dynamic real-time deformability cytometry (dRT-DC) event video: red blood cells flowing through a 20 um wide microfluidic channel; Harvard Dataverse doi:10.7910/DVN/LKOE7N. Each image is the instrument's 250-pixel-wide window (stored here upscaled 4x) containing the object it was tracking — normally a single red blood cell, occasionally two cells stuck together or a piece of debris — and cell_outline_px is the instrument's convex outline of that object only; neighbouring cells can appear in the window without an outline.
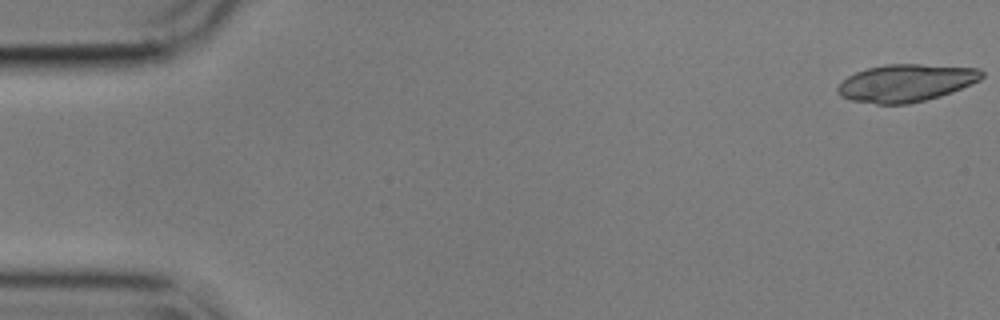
{"species": "common noctule bat (a hibernating species)", "species_latin": "Nyctalus noctula", "temperature_condition": "cold", "stored_images_in_passage": 55, "camera_frame_rate_fps": 3000, "um_per_image_px": 0.085, "animal": {"sex": "male", "body_mass_g": 17.9}, "frame": {"image": 1, "passage_image": 1, "time_ms": 0.0, "image_size_px": [1000, 320], "cell_outline_px": [[984, 76], [980, 80], [972, 84], [952, 92], [940, 96], [908, 104], [876, 104], [852, 100], [840, 96], [836, 92], [836, 88], [848, 76], [856, 72], [868, 68], [884, 64], [920, 64], [980, 68], [984, 72]], "centroid_in_image_um": [77.03, 7.05], "position_along_channel_um": 8.0, "area_um2": 31.56}}